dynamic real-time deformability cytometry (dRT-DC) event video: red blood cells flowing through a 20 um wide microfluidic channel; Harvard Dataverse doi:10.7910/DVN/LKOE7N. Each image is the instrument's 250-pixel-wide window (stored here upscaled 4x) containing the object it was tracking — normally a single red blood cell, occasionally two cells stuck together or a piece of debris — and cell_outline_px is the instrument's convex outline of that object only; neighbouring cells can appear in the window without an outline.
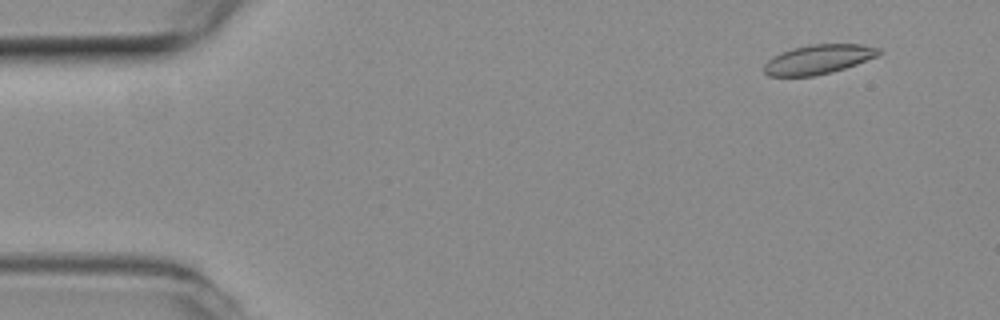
{"species": "common noctule bat (a hibernating species)", "species_latin": "Nyctalus noctula", "temperature_condition": "room temperature", "stored_images_in_passage": 5, "camera_frame_rate_fps": 3000, "um_per_image_px": 0.085, "animal": {"sex": "female", "body_mass_g": 19.3, "forearm_length_mm": 54.1}, "frame": {"image": 1, "passage_image": 5, "time_ms": 1.333, "image_size_px": [1000, 320], "cell_outline_px": [[884, 52], [880, 56], [832, 72], [812, 76], [768, 76], [764, 72], [764, 64], [768, 60], [780, 52], [792, 48], [812, 44], [860, 44], [880, 48]], "centroid_in_image_um": [69.6, 5.04], "position_along_channel_um": 15.4, "area_um2": 19.77}}